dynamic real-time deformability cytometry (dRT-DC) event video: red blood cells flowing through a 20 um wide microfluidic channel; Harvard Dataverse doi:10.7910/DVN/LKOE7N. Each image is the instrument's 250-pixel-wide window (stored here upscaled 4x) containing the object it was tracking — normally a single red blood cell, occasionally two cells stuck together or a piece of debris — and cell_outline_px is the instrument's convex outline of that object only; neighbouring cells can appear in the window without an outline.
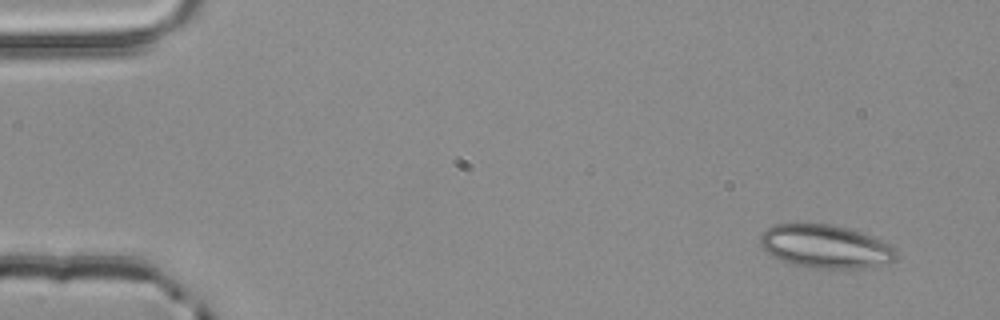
{"species": "common noctule bat (a hibernating species)", "species_latin": "Nyctalus noctula", "temperature_condition": "room temperature", "stored_images_in_passage": 3, "camera_frame_rate_fps": 3000, "um_per_image_px": 0.085, "animal": {"sex": "male", "body_mass_g": 20.4}, "frame": {"image": 1, "passage_image": 1, "time_ms": 0.0, "image_size_px": [1000, 320], "cell_outline_px": [[896, 256], [888, 264], [860, 268], [804, 268], [780, 260], [764, 252], [760, 244], [760, 236], [764, 228], [772, 224], [828, 224], [848, 228], [872, 236], [896, 248]], "centroid_in_image_um": [70.1, 20.95], "position_along_channel_um": 14.9, "area_um2": 34.56}}